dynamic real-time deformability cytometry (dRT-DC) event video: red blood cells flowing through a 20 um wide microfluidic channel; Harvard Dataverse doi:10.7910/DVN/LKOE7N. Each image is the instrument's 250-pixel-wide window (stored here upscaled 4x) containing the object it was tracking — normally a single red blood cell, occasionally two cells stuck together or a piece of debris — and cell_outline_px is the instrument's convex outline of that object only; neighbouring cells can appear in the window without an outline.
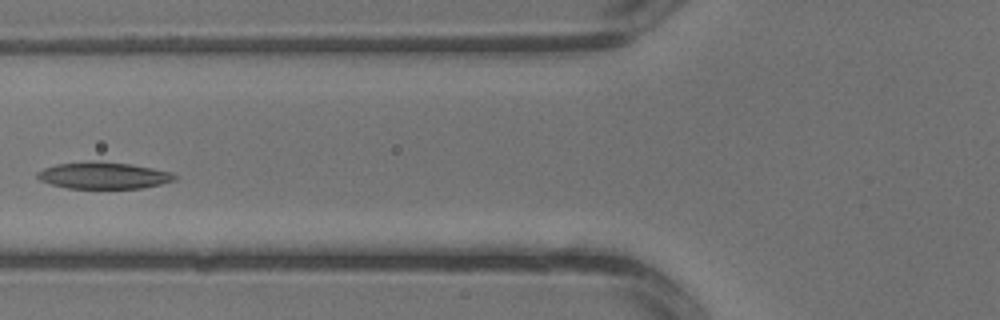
{"species": "common noctule bat (a hibernating species)", "species_latin": "Nyctalus noctula", "temperature_condition": "warm", "stored_images_in_passage": 3, "camera_frame_rate_fps": 3000, "um_per_image_px": 0.085, "animal": {"sex": "male", "body_mass_g": 13.3}, "frame": {"image": 1, "passage_image": 3, "time_ms": 0.667, "image_size_px": [1000, 320], "cell_outline_px": [[176, 180], [160, 184], [140, 188], [68, 188], [52, 184], [40, 180], [36, 176], [36, 172], [44, 168], [56, 164], [88, 160], [96, 160], [132, 164], [172, 172], [176, 176]], "centroid_in_image_um": [8.78, 14.89], "position_along_channel_um": 117.0, "area_um2": 21.5}}